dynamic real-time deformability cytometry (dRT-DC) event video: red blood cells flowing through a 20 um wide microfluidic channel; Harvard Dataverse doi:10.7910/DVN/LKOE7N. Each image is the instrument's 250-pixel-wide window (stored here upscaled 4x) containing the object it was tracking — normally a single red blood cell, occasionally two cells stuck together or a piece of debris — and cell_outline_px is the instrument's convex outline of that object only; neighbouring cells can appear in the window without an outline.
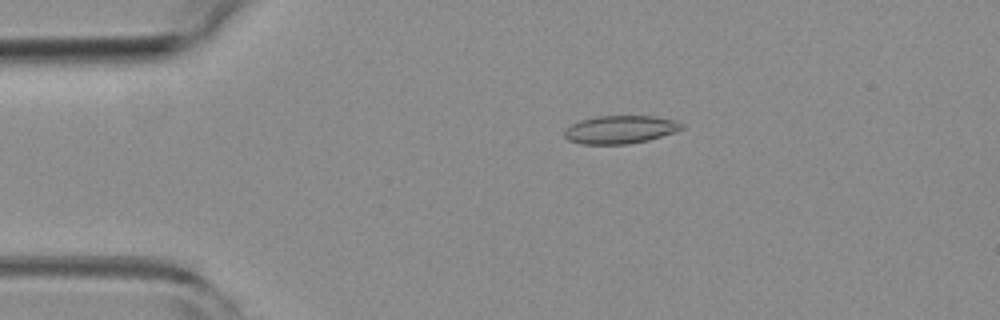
{"species": "common noctule bat (a hibernating species)", "species_latin": "Nyctalus noctula", "temperature_condition": "room temperature", "stored_images_in_passage": 51, "camera_frame_rate_fps": 3000, "um_per_image_px": 0.085, "animal": {"sex": "female", "body_mass_g": 19.3, "forearm_length_mm": 54.1}, "frame": {"image": 1, "passage_image": 10, "time_ms": 3.0, "image_size_px": [1000, 320], "cell_outline_px": [[684, 128], [648, 140], [628, 144], [580, 144], [568, 140], [564, 136], [564, 132], [572, 124], [580, 120], [596, 116], [656, 116], [676, 120], [684, 124]], "centroid_in_image_um": [52.72, 11.01], "position_along_channel_um": 32.3, "area_um2": 19.13}}
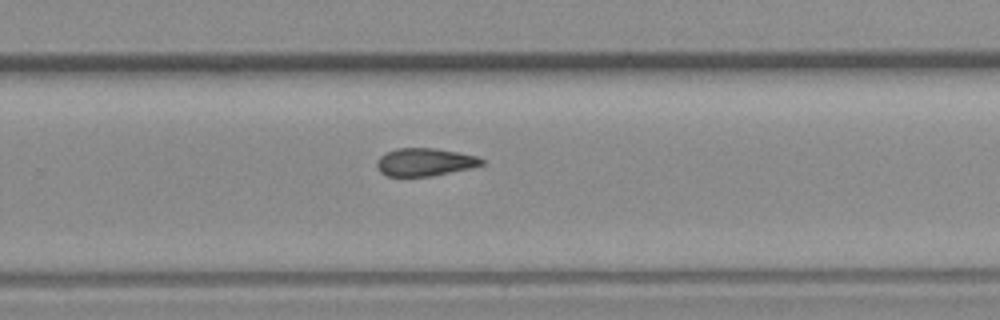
{"frame": {"image": 2, "passage_image": 33, "time_ms": 10.667, "image_size_px": [1000, 320], "cell_outline_px": [[484, 164], [472, 168], [432, 176], [388, 176], [380, 172], [376, 164], [376, 160], [380, 156], [396, 148], [432, 148], [480, 156], [484, 160]], "centroid_in_image_um": [36.13, 13.78], "position_along_channel_um": 293.7, "area_um2": 17.05}}
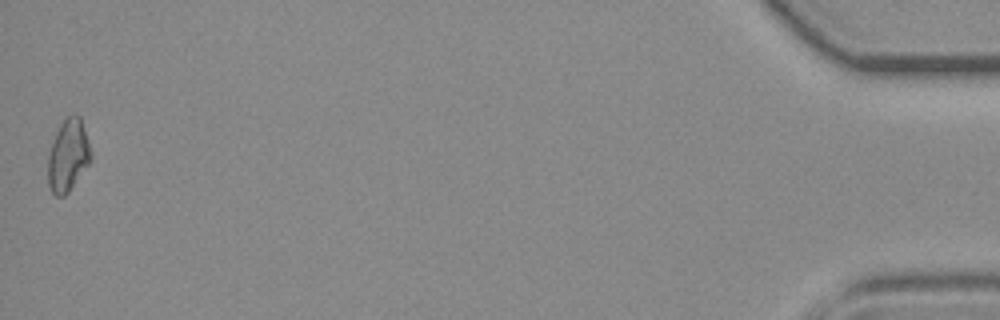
{"frame": {"image": 3, "passage_image": 51, "time_ms": 16.667, "image_size_px": [1000, 320], "cell_outline_px": [[92, 160], [68, 192], [64, 196], [56, 196], [52, 192], [48, 184], [48, 156], [56, 132], [60, 124], [72, 112], [76, 112], [80, 116], [92, 156]], "centroid_in_image_um": [5.79, 13.2], "position_along_channel_um": 429.4, "area_um2": 17.92}, "authors_computed_cell_mechanics": {"area_um2": 17.8024, "velocity_mm_per_s": 3.9748, "shape_relaxation_time_tau1_ms": null, "shape_relaxation_time_tau2_ms": 4.4762, "deformation_change_tau1": null, "deformation_change_tau2": 0.1187}}